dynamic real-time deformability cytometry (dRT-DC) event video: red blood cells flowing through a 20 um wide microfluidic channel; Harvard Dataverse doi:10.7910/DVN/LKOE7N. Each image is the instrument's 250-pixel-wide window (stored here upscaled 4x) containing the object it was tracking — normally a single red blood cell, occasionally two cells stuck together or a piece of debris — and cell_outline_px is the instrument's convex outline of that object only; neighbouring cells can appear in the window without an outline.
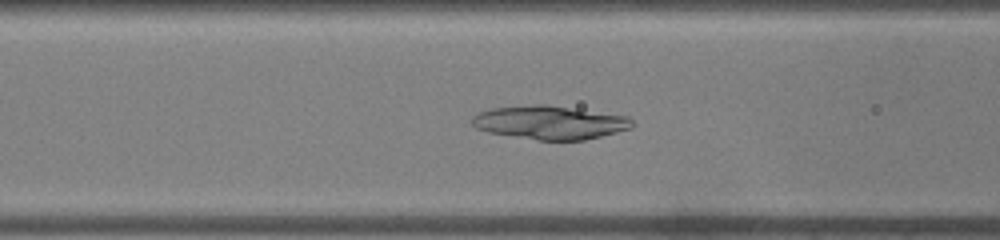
{"species": "common noctule bat (a hibernating species)", "species_latin": "Nyctalus noctula", "temperature_condition": "warm", "stored_images_in_passage": 39, "camera_frame_rate_fps": 3000, "um_per_image_px": 0.085, "animal": {"sex": "male", "body_mass_g": 19.0, "forearm_length_mm": 50.8}, "frame": {"image": 1, "passage_image": 9, "time_ms": 2.667, "image_size_px": [1000, 240], "cell_outline_px": [[632, 128], [584, 140], [540, 140], [488, 132], [476, 128], [472, 124], [472, 116], [480, 112], [492, 108], [536, 104], [548, 104], [628, 116], [632, 120]], "centroid_in_image_um": [46.74, 10.4], "position_along_channel_um": 119.9, "area_um2": 31.15}}
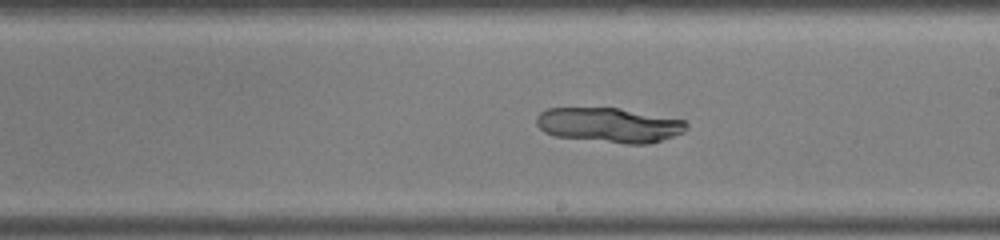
{"frame": {"image": 2, "passage_image": 18, "time_ms": 5.667, "image_size_px": [1000, 240], "cell_outline_px": [[688, 128], [684, 132], [648, 144], [628, 144], [556, 136], [544, 132], [536, 124], [536, 116], [540, 112], [548, 108], [620, 108], [684, 120], [688, 124]], "centroid_in_image_um": [51.78, 10.62], "position_along_channel_um": 237.2, "area_um2": 30.23}}
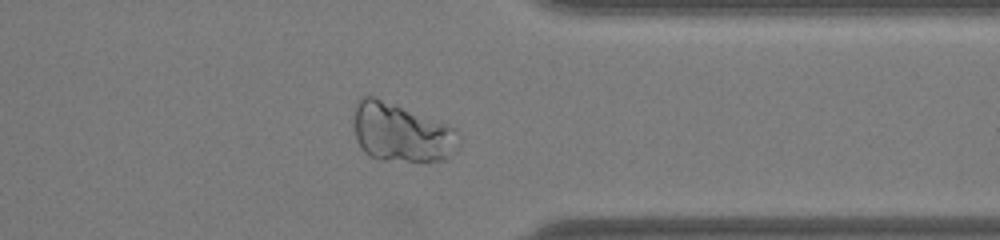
{"frame": {"image": 3, "passage_image": 29, "time_ms": 9.333, "image_size_px": [1000, 240], "cell_outline_px": [[460, 144], [456, 152], [448, 160], [380, 160], [368, 156], [360, 148], [356, 140], [356, 100], [360, 96], [372, 96], [448, 124], [456, 128], [460, 132]], "centroid_in_image_um": [34.18, 11.29], "position_along_channel_um": 377.2, "area_um2": 35.95}}